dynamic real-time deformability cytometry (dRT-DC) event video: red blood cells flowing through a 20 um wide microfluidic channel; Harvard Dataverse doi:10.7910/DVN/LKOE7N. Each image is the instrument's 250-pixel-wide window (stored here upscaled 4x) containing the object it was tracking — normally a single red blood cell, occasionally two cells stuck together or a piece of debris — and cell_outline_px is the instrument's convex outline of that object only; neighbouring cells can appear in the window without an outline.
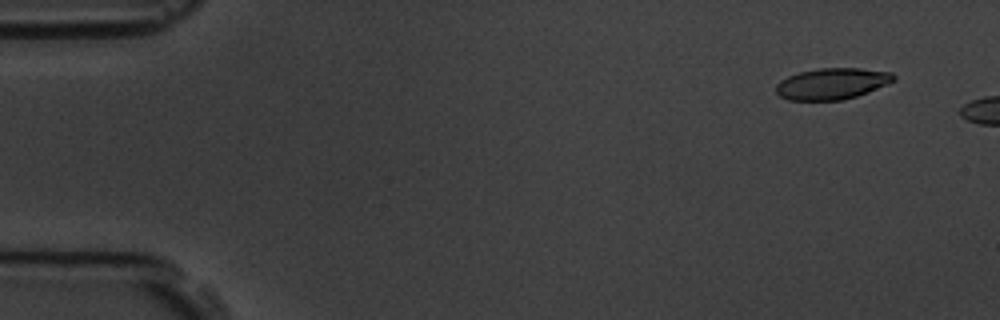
{"species": "common noctule bat (a hibernating species)", "species_latin": "Nyctalus noctula", "temperature_condition": "room temperature", "stored_images_in_passage": 2, "camera_frame_rate_fps": 3000, "um_per_image_px": 0.085, "animal": {"sex": "male", "body_mass_g": 19.5, "forearm_length_mm": 54.6}, "frame": {"image": 1, "passage_image": 1, "time_ms": 0.0, "image_size_px": [1000, 320], "cell_outline_px": [[896, 80], [888, 84], [868, 92], [856, 96], [840, 100], [788, 100], [780, 96], [776, 92], [776, 84], [780, 80], [788, 76], [800, 72], [820, 68], [860, 68], [892, 72], [896, 76]], "centroid_in_image_um": [70.74, 7.11], "position_along_channel_um": 14.3, "area_um2": 21.5}}